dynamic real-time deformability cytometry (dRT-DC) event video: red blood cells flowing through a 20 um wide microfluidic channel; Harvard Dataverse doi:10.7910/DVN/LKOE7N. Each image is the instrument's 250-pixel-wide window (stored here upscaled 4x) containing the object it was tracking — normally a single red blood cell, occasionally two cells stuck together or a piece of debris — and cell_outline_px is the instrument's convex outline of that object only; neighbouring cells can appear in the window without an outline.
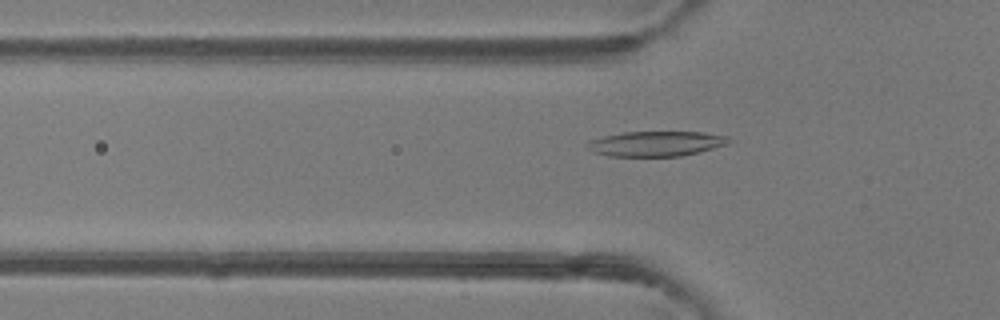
{"species": "common noctule bat (a hibernating species)", "species_latin": "Nyctalus noctula", "temperature_condition": "room temperature", "stored_images_in_passage": 46, "camera_frame_rate_fps": 3000, "um_per_image_px": 0.085, "animal": {"sex": "female"}, "frame": {"image": 1, "passage_image": 13, "time_ms": 4.0, "image_size_px": [1000, 320], "cell_outline_px": [[732, 140], [728, 144], [680, 156], [608, 156], [592, 152], [584, 144], [588, 140], [604, 136], [624, 132], [700, 132], [728, 136]], "centroid_in_image_um": [55.71, 12.21], "position_along_channel_um": 70.1, "area_um2": 20.63}}
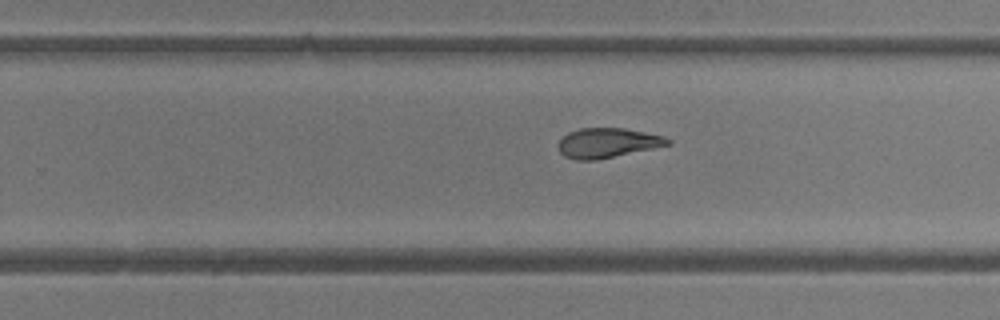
{"frame": {"image": 2, "passage_image": 28, "time_ms": 9.0, "image_size_px": [1000, 320], "cell_outline_px": [[672, 144], [596, 160], [576, 160], [564, 156], [560, 152], [556, 144], [568, 132], [580, 128], [624, 128], [664, 136], [672, 140]], "centroid_in_image_um": [51.62, 12.14], "position_along_channel_um": 278.2, "area_um2": 18.96}}
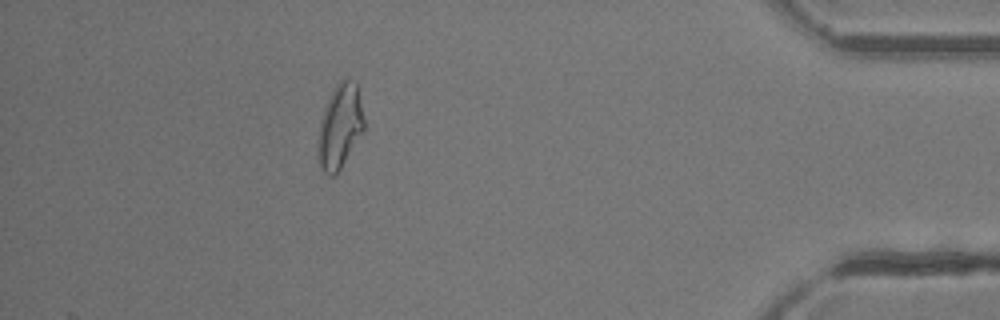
{"frame": {"image": 3, "passage_image": 41, "time_ms": 13.333, "image_size_px": [1000, 320], "cell_outline_px": [[364, 128], [340, 168], [332, 176], [328, 176], [320, 168], [320, 120], [332, 88], [344, 76], [356, 80], [364, 120]], "centroid_in_image_um": [28.91, 10.63], "position_along_channel_um": 406.3, "area_um2": 21.96}, "authors_computed_cell_mechanics": {"area_um2": 20.5479, "velocity_mm_per_s": 4.1503, "shape_relaxation_time_tau1_ms": 10.6164, "shape_relaxation_time_tau2_ms": 3.2051, "deformation_change_tau1": 0.2629, "deformation_change_tau2": 0.1121}}